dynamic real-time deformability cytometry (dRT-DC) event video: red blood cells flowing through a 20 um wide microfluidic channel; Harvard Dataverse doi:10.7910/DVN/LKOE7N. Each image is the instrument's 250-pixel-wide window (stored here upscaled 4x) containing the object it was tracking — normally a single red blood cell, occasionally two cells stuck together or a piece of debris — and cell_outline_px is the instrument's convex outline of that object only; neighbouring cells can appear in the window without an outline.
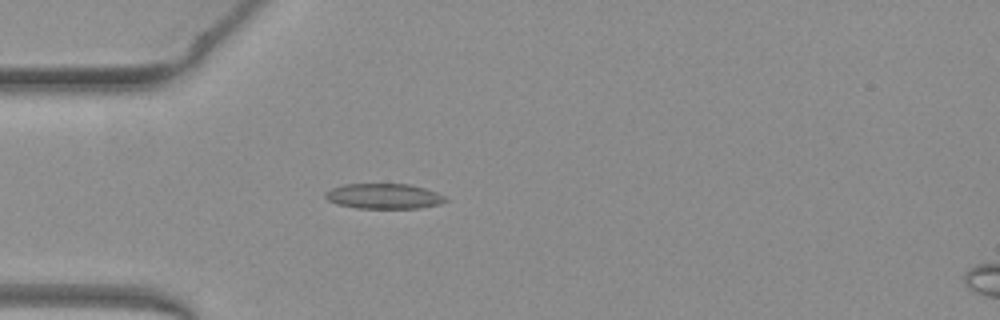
{"species": "common noctule bat (a hibernating species)", "species_latin": "Nyctalus noctula", "temperature_condition": "warm", "stored_images_in_passage": 16, "camera_frame_rate_fps": 3000, "um_per_image_px": 0.085, "animal": {"sex": "female", "body_mass_g": 19.3, "forearm_length_mm": 54.1}, "frame": {"image": 1, "passage_image": 3, "time_ms": 0.667, "image_size_px": [1000, 320], "cell_outline_px": [[448, 200], [440, 204], [420, 208], [356, 208], [336, 204], [328, 200], [324, 196], [324, 192], [332, 188], [344, 184], [408, 184], [424, 188], [436, 192], [444, 196]], "centroid_in_image_um": [32.6, 16.68], "position_along_channel_um": 52.4, "area_um2": 17.69}}
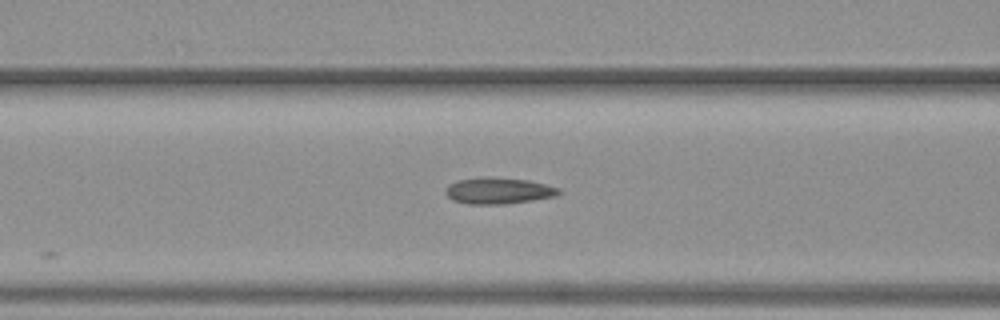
{"frame": {"image": 2, "passage_image": 9, "time_ms": 2.667, "image_size_px": [1000, 320], "cell_outline_px": [[560, 192], [556, 196], [532, 200], [504, 204], [468, 204], [452, 200], [444, 192], [448, 184], [456, 180], [484, 176], [496, 176], [528, 180], [560, 188]], "centroid_in_image_um": [42.32, 16.19], "position_along_channel_um": 124.3, "area_um2": 17.63}}
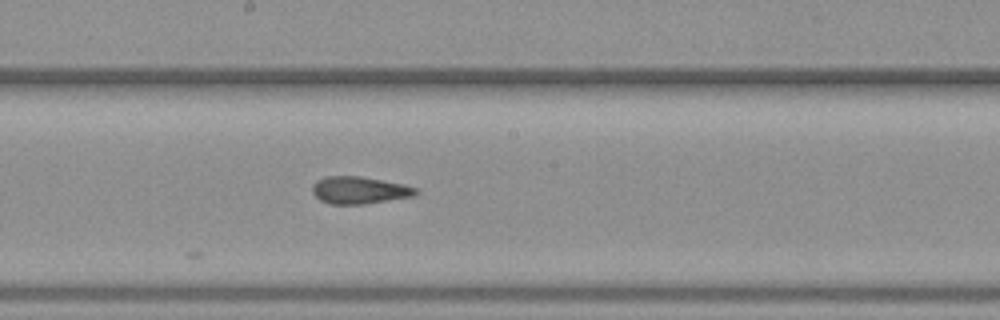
{"frame": {"image": 3, "passage_image": 16, "time_ms": 5.0, "image_size_px": [1000, 320], "cell_outline_px": [[420, 192], [416, 196], [364, 204], [328, 204], [320, 200], [312, 192], [312, 184], [316, 180], [328, 176], [360, 176], [404, 184], [416, 188]], "centroid_in_image_um": [30.56, 16.17], "position_along_channel_um": 217.6, "area_um2": 16.59}}